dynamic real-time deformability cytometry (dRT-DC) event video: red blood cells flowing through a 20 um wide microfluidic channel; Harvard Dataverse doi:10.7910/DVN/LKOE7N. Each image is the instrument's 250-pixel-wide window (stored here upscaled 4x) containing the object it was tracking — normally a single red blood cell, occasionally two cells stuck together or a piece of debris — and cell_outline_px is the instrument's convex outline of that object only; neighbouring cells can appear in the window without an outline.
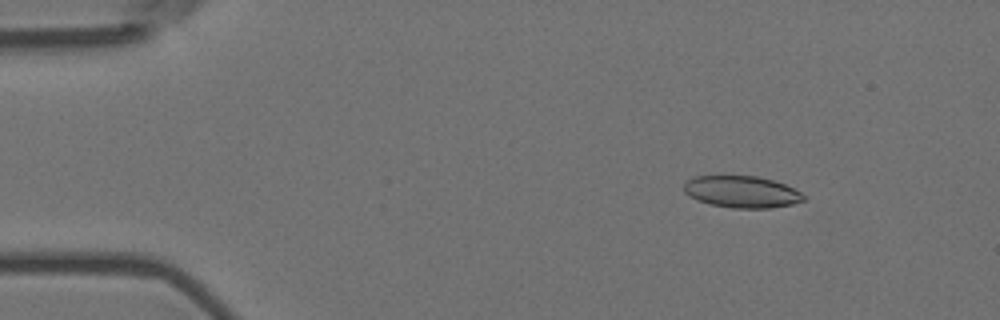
{"species": "Egyptian fruit bat (a non-hibernating species)", "species_latin": "Rousettus aegyptiacus", "temperature_condition": "room temperature", "stored_images_in_passage": 7, "camera_frame_rate_fps": 3000, "um_per_image_px": 0.085, "animal": {"sex": "female"}, "frame": {"image": 1, "passage_image": 2, "time_ms": 0.333, "image_size_px": [1000, 320], "cell_outline_px": [[804, 200], [792, 204], [772, 208], [732, 208], [712, 204], [696, 200], [684, 192], [684, 184], [692, 176], [756, 176], [772, 180], [784, 184], [800, 192], [804, 196]], "centroid_in_image_um": [63.02, 16.3], "position_along_channel_um": 22.0, "area_um2": 22.02}}
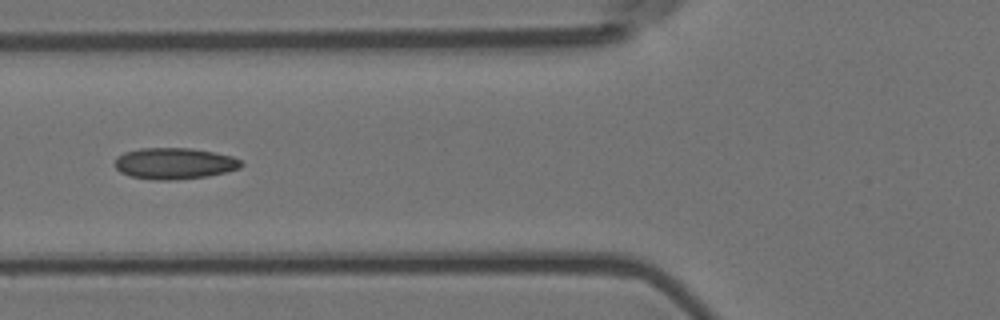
{"frame": {"image": 2, "passage_image": 6, "time_ms": 1.667, "image_size_px": [1000, 320], "cell_outline_px": [[244, 164], [240, 168], [228, 172], [208, 176], [172, 180], [156, 180], [132, 176], [120, 172], [116, 168], [116, 156], [124, 152], [140, 148], [192, 148], [232, 156], [240, 160]], "centroid_in_image_um": [14.84, 13.89], "position_along_channel_um": 111.0, "area_um2": 23.06}}
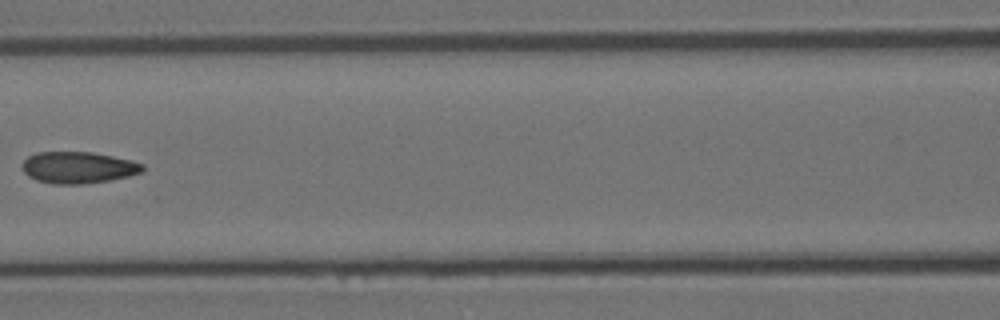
{"frame": {"image": 3, "passage_image": 7, "time_ms": 2.0, "image_size_px": [1000, 320], "cell_outline_px": [[144, 172], [128, 176], [108, 180], [84, 184], [52, 184], [36, 180], [28, 176], [24, 172], [20, 164], [28, 156], [36, 152], [92, 152], [132, 160], [144, 164]], "centroid_in_image_um": [6.63, 14.24], "position_along_channel_um": 160.0, "area_um2": 22.37}}